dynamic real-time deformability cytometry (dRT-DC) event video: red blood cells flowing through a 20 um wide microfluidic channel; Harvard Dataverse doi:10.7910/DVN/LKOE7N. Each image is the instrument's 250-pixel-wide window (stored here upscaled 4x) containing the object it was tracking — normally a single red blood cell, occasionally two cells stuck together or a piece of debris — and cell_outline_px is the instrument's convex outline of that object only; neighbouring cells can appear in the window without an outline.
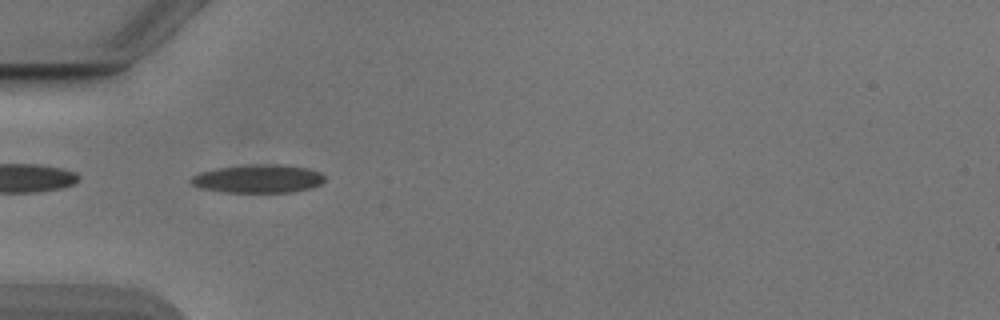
{"species": "Egyptian fruit bat (a non-hibernating species)", "species_latin": "Rousettus aegyptiacus", "temperature_condition": "cold", "stored_images_in_passage": 53, "camera_frame_rate_fps": 3000, "um_per_image_px": 0.085, "animal": {"sex": "male"}, "frame": {"image": 1, "passage_image": 17, "time_ms": 5.333, "image_size_px": [1000, 320], "cell_outline_px": [[324, 180], [320, 184], [308, 188], [292, 192], [220, 192], [200, 188], [192, 184], [188, 180], [192, 176], [200, 172], [220, 168], [248, 164], [284, 164], [308, 168], [320, 172], [324, 176]], "centroid_in_image_um": [21.92, 15.18], "position_along_channel_um": 63.1, "area_um2": 22.14}}
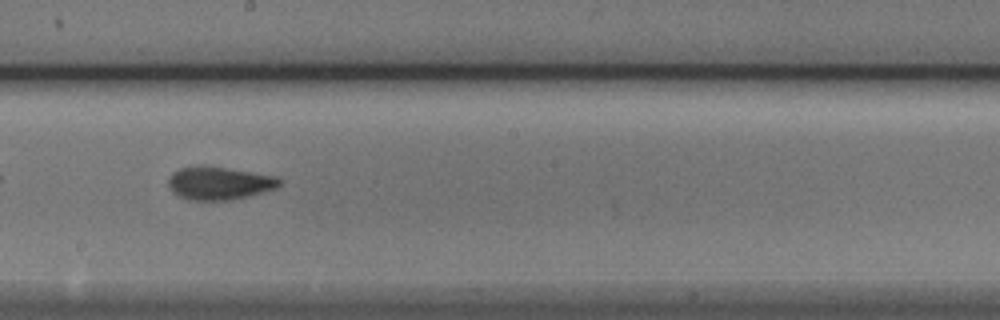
{"frame": {"image": 2, "passage_image": 30, "time_ms": 9.667, "image_size_px": [1000, 320], "cell_outline_px": [[280, 184], [276, 188], [248, 196], [232, 200], [188, 200], [172, 192], [168, 184], [168, 176], [172, 172], [180, 168], [200, 164], [204, 164], [276, 176], [280, 180]], "centroid_in_image_um": [18.58, 15.55], "position_along_channel_um": 229.6, "area_um2": 21.62}}
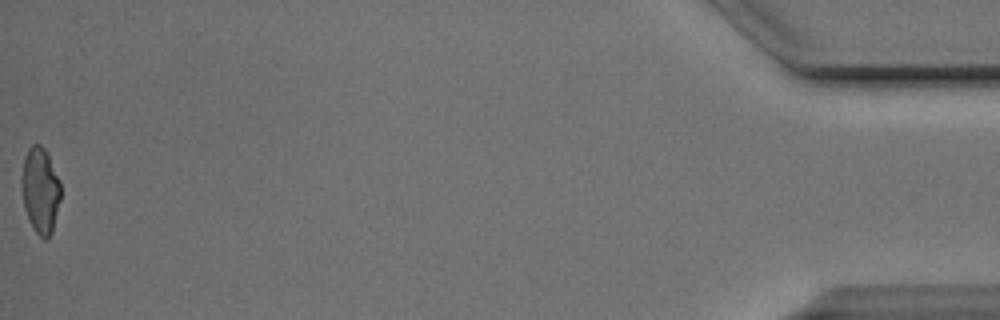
{"frame": {"image": 3, "passage_image": 53, "time_ms": 17.333, "image_size_px": [1000, 320], "cell_outline_px": [[60, 200], [52, 232], [44, 240], [32, 228], [24, 208], [20, 184], [20, 180], [24, 156], [28, 148], [32, 144], [40, 144], [48, 152], [60, 180]], "centroid_in_image_um": [3.41, 16.13], "position_along_channel_um": 431.8, "area_um2": 19.94}, "authors_computed_cell_mechanics": {"area_um2": 21.1548, "velocity_mm_per_s": 3.8968, "shape_relaxation_time_tau1_ms": 4.4193, "shape_relaxation_time_tau2_ms": 2.0205, "deformation_change_tau1": 0.1517, "deformation_change_tau2": 0.0817}}